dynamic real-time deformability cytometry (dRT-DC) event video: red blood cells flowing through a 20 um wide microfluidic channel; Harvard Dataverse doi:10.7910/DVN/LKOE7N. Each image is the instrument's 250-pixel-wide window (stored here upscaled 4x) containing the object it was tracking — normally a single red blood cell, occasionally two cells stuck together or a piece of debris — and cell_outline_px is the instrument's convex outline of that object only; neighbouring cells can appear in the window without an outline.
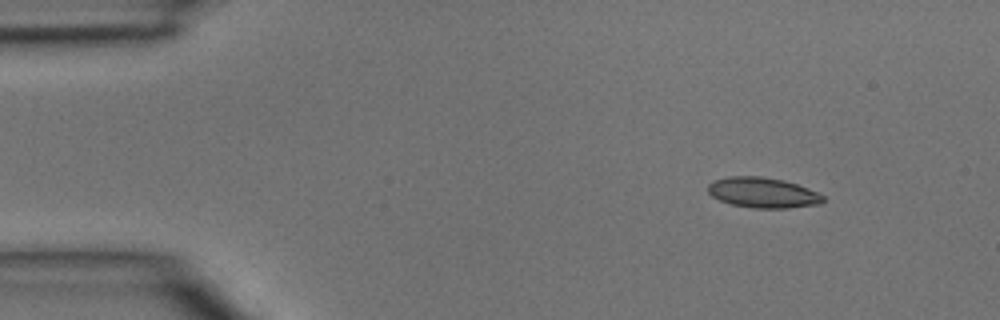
{"species": "common noctule bat (a hibernating species)", "species_latin": "Nyctalus noctula", "temperature_condition": "room temperature", "stored_images_in_passage": 3, "camera_frame_rate_fps": 3000, "um_per_image_px": 0.085, "animal": {"sex": "male", "body_mass_g": 15.6}, "frame": {"image": 1, "passage_image": 1, "time_ms": 0.0, "image_size_px": [1000, 320], "cell_outline_px": [[824, 200], [820, 204], [788, 208], [752, 208], [732, 204], [720, 200], [712, 196], [708, 192], [708, 184], [712, 180], [732, 176], [760, 176], [784, 180], [808, 188], [824, 196]], "centroid_in_image_um": [64.83, 16.37], "position_along_channel_um": 20.2, "area_um2": 20.35}}
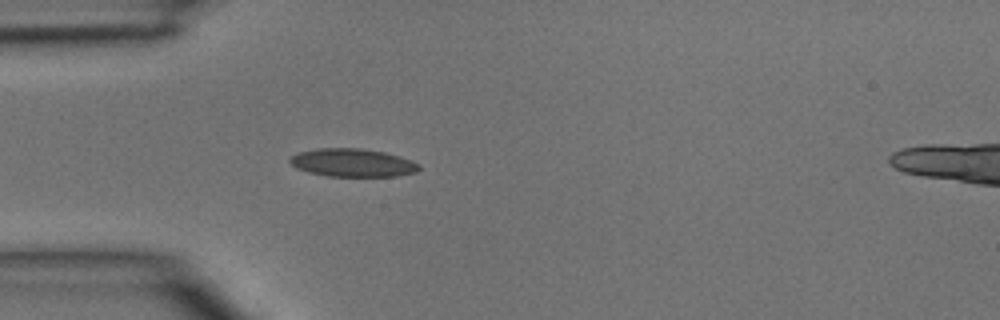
{"frame": {"image": 2, "passage_image": 3, "time_ms": 0.667, "image_size_px": [1000, 320], "cell_outline_px": [[420, 168], [416, 172], [396, 176], [328, 176], [308, 172], [296, 168], [288, 160], [296, 152], [316, 148], [360, 148], [384, 152], [400, 156], [420, 164]], "centroid_in_image_um": [29.95, 13.82], "position_along_channel_um": 55.0, "area_um2": 21.21}}